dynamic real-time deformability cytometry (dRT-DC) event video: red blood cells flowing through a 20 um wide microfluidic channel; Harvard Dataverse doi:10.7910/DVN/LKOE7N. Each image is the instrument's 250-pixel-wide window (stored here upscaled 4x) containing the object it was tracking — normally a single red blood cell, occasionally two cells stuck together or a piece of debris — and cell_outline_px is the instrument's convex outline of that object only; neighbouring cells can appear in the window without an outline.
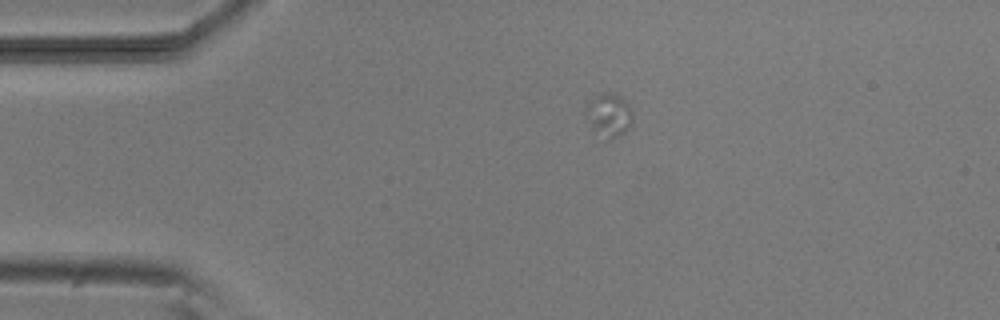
{"species": "common noctule bat (a hibernating species)", "species_latin": "Nyctalus noctula", "temperature_condition": "room temperature", "stored_images_in_passage": 3, "camera_frame_rate_fps": 3000, "um_per_image_px": 0.085, "animal": {"sex": "male", "body_mass_g": 20.5, "forearm_length_mm": 52.5}, "frame": {"image": 1, "passage_image": 1, "time_ms": 0.0, "image_size_px": [1000, 320], "cell_outline_px": [[632, 120], [628, 128], [624, 132], [616, 136], [604, 140], [592, 128], [584, 112], [588, 100], [600, 92], [616, 92], [628, 104], [632, 112]], "centroid_in_image_um": [51.72, 9.73], "position_along_channel_um": 33.3, "area_um2": 11.96}}